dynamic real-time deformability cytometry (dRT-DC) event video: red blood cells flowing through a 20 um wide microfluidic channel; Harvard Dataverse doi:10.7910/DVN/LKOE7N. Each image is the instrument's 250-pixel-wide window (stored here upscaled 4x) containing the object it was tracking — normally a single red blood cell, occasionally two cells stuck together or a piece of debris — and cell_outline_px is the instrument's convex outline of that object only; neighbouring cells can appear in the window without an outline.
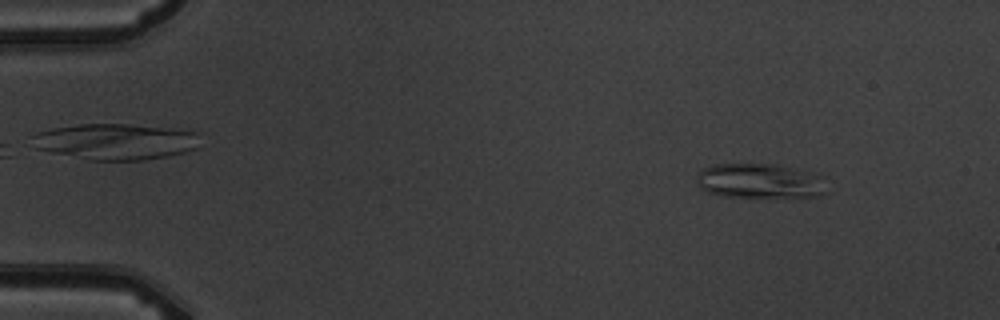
{"species": "common noctule bat (a hibernating species)", "species_latin": "Nyctalus noctula", "temperature_condition": "warm", "stored_images_in_passage": 5, "camera_frame_rate_fps": 3000, "um_per_image_px": 0.085, "animal": {"sex": "male", "body_mass_g": 19.5, "forearm_length_mm": 54.6}, "frame": {"image": 1, "passage_image": 1, "time_ms": 0.0, "image_size_px": [1000, 320], "cell_outline_px": [[824, 192], [820, 196], [752, 200], [724, 196], [708, 192], [700, 188], [696, 180], [696, 176], [704, 168], [716, 164], [776, 164], [824, 176]], "centroid_in_image_um": [64.58, 15.44], "position_along_channel_um": 20.4, "area_um2": 27.28}}
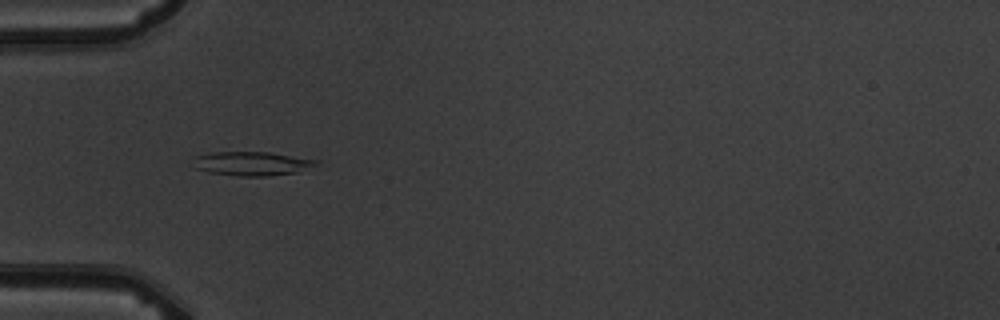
{"frame": {"image": 2, "passage_image": 4, "time_ms": 3.667, "image_size_px": [1000, 320], "cell_outline_px": [[320, 164], [296, 172], [268, 176], [240, 176], [208, 172], [196, 168], [192, 156], [212, 152], [268, 152], [320, 160]], "centroid_in_image_um": [21.41, 13.89], "position_along_channel_um": 63.6, "area_um2": 17.22}}